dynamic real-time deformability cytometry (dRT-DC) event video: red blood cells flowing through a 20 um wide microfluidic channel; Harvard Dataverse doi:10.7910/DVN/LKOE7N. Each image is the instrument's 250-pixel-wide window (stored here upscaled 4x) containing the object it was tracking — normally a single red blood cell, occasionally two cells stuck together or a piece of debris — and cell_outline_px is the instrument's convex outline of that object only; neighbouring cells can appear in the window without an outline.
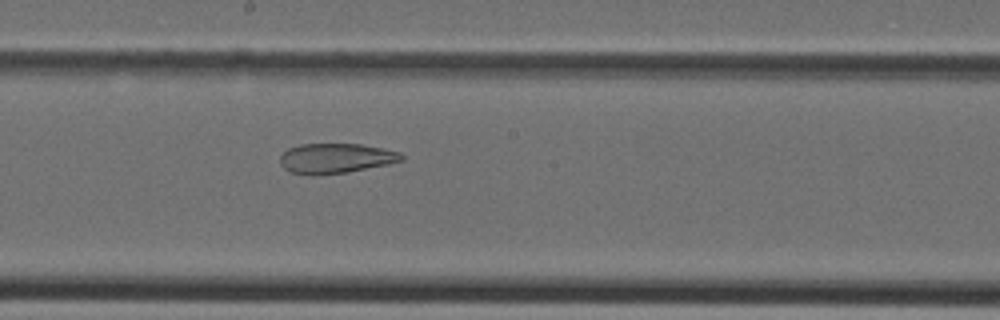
{"species": "Egyptian fruit bat (a non-hibernating species)", "species_latin": "Rousettus aegyptiacus", "temperature_condition": "cold", "stored_images_in_passage": 31, "camera_frame_rate_fps": 3000, "um_per_image_px": 0.085, "animal": {"sex": "female"}, "frame": {"image": 1, "passage_image": 15, "time_ms": 4.667, "image_size_px": [1000, 320], "cell_outline_px": [[404, 160], [388, 164], [348, 172], [312, 176], [288, 172], [280, 164], [280, 156], [288, 148], [300, 144], [360, 144], [384, 148], [400, 152], [404, 156]], "centroid_in_image_um": [28.52, 13.46], "position_along_channel_um": 219.7, "area_um2": 21.44}}
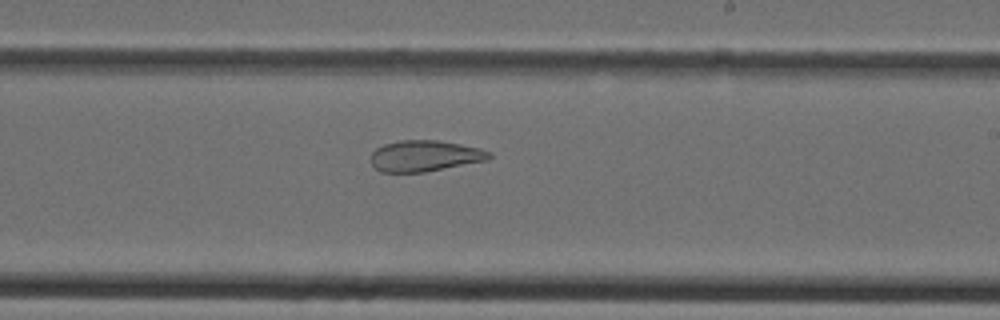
{"frame": {"image": 2, "passage_image": 17, "time_ms": 5.333, "image_size_px": [1000, 320], "cell_outline_px": [[492, 156], [488, 160], [424, 172], [380, 172], [372, 164], [372, 152], [376, 148], [384, 144], [400, 140], [436, 140], [460, 144], [480, 148], [492, 152]], "centroid_in_image_um": [36.13, 13.25], "position_along_channel_um": 252.9, "area_um2": 21.39}}
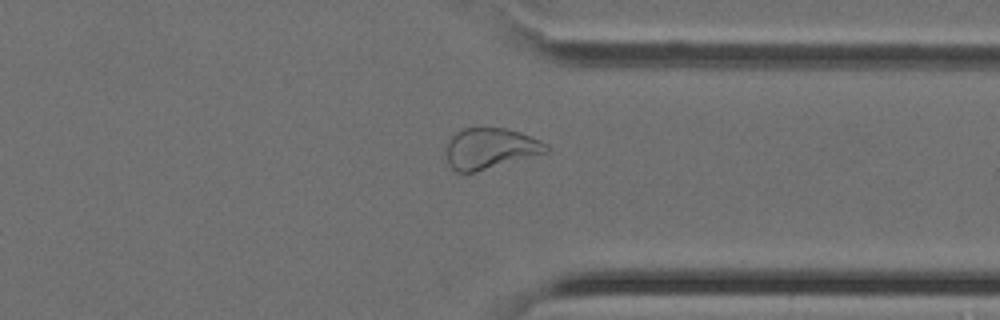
{"frame": {"image": 3, "passage_image": 24, "time_ms": 7.667, "image_size_px": [1000, 320], "cell_outline_px": [[548, 152], [472, 172], [456, 172], [448, 164], [444, 152], [448, 140], [456, 132], [464, 128], [504, 128], [520, 132], [540, 140], [548, 144]], "centroid_in_image_um": [41.62, 12.61], "position_along_channel_um": 369.8, "area_um2": 23.64}}